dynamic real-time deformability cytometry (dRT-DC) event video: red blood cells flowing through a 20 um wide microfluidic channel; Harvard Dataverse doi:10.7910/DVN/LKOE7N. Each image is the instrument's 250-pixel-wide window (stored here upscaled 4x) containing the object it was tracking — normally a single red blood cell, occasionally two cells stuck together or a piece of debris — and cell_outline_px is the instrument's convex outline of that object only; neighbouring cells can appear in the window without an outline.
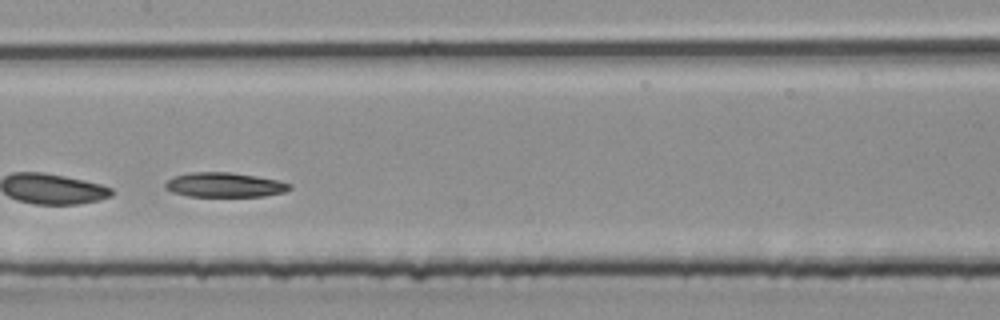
{"species": "common noctule bat (a hibernating species)", "species_latin": "Nyctalus noctula", "temperature_condition": "room temperature", "stored_images_in_passage": 32, "camera_frame_rate_fps": 3000, "um_per_image_px": 0.085, "animal": {"sex": "male", "body_mass_g": 20.4}, "frame": {"image": 1, "passage_image": 14, "time_ms": 4.333, "image_size_px": [1000, 320], "cell_outline_px": [[292, 188], [284, 192], [264, 196], [188, 196], [172, 192], [164, 188], [164, 184], [172, 176], [188, 172], [228, 172], [256, 176], [276, 180], [292, 184]], "centroid_in_image_um": [19.05, 15.71], "position_along_channel_um": 188.4, "area_um2": 17.86}}